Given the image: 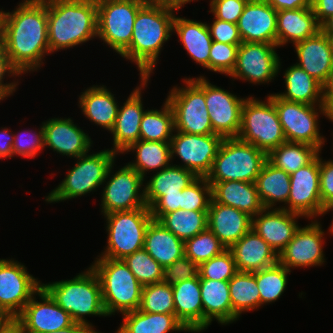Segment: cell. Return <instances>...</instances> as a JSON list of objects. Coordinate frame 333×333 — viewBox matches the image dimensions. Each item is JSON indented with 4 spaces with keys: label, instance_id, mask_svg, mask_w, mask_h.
<instances>
[{
    "label": "cell",
    "instance_id": "6da1fadb",
    "mask_svg": "<svg viewBox=\"0 0 333 333\" xmlns=\"http://www.w3.org/2000/svg\"><path fill=\"white\" fill-rule=\"evenodd\" d=\"M47 27V0H24L3 12L1 44L19 74L40 68L50 53Z\"/></svg>",
    "mask_w": 333,
    "mask_h": 333
},
{
    "label": "cell",
    "instance_id": "7a4b0ae2",
    "mask_svg": "<svg viewBox=\"0 0 333 333\" xmlns=\"http://www.w3.org/2000/svg\"><path fill=\"white\" fill-rule=\"evenodd\" d=\"M50 53L97 37L96 0H47Z\"/></svg>",
    "mask_w": 333,
    "mask_h": 333
},
{
    "label": "cell",
    "instance_id": "3957f363",
    "mask_svg": "<svg viewBox=\"0 0 333 333\" xmlns=\"http://www.w3.org/2000/svg\"><path fill=\"white\" fill-rule=\"evenodd\" d=\"M174 11L146 3L137 13L130 46L121 54L135 62L140 76L149 78L165 41L173 32Z\"/></svg>",
    "mask_w": 333,
    "mask_h": 333
},
{
    "label": "cell",
    "instance_id": "277c9868",
    "mask_svg": "<svg viewBox=\"0 0 333 333\" xmlns=\"http://www.w3.org/2000/svg\"><path fill=\"white\" fill-rule=\"evenodd\" d=\"M88 269L71 280L43 283L42 288L69 313L74 323L85 325L94 333H99L85 320L87 315L107 316L102 302L99 277L91 266Z\"/></svg>",
    "mask_w": 333,
    "mask_h": 333
},
{
    "label": "cell",
    "instance_id": "5b68a950",
    "mask_svg": "<svg viewBox=\"0 0 333 333\" xmlns=\"http://www.w3.org/2000/svg\"><path fill=\"white\" fill-rule=\"evenodd\" d=\"M91 265L101 283L102 302L107 316L139 309L142 285L123 260L96 258Z\"/></svg>",
    "mask_w": 333,
    "mask_h": 333
},
{
    "label": "cell",
    "instance_id": "8992f818",
    "mask_svg": "<svg viewBox=\"0 0 333 333\" xmlns=\"http://www.w3.org/2000/svg\"><path fill=\"white\" fill-rule=\"evenodd\" d=\"M267 161V153L237 137L224 138L206 179L209 183H255Z\"/></svg>",
    "mask_w": 333,
    "mask_h": 333
},
{
    "label": "cell",
    "instance_id": "52a82bcc",
    "mask_svg": "<svg viewBox=\"0 0 333 333\" xmlns=\"http://www.w3.org/2000/svg\"><path fill=\"white\" fill-rule=\"evenodd\" d=\"M237 138L267 154L286 142L277 110L269 96L266 103L254 97L246 98L241 109V127Z\"/></svg>",
    "mask_w": 333,
    "mask_h": 333
},
{
    "label": "cell",
    "instance_id": "ba28073f",
    "mask_svg": "<svg viewBox=\"0 0 333 333\" xmlns=\"http://www.w3.org/2000/svg\"><path fill=\"white\" fill-rule=\"evenodd\" d=\"M104 216L108 245L99 258L122 260L143 249L147 227L153 220L150 208L116 211Z\"/></svg>",
    "mask_w": 333,
    "mask_h": 333
},
{
    "label": "cell",
    "instance_id": "9c48e42d",
    "mask_svg": "<svg viewBox=\"0 0 333 333\" xmlns=\"http://www.w3.org/2000/svg\"><path fill=\"white\" fill-rule=\"evenodd\" d=\"M183 82L186 87H174L166 98L174 112L175 131L215 134L205 103V77L186 78Z\"/></svg>",
    "mask_w": 333,
    "mask_h": 333
},
{
    "label": "cell",
    "instance_id": "30bf717a",
    "mask_svg": "<svg viewBox=\"0 0 333 333\" xmlns=\"http://www.w3.org/2000/svg\"><path fill=\"white\" fill-rule=\"evenodd\" d=\"M115 156L116 153L109 149L79 156L66 178L49 193L45 201L55 203L94 191L108 180L106 174Z\"/></svg>",
    "mask_w": 333,
    "mask_h": 333
},
{
    "label": "cell",
    "instance_id": "8fae6325",
    "mask_svg": "<svg viewBox=\"0 0 333 333\" xmlns=\"http://www.w3.org/2000/svg\"><path fill=\"white\" fill-rule=\"evenodd\" d=\"M97 36L118 54H122L132 40L133 25L145 0H96Z\"/></svg>",
    "mask_w": 333,
    "mask_h": 333
},
{
    "label": "cell",
    "instance_id": "7c38bea8",
    "mask_svg": "<svg viewBox=\"0 0 333 333\" xmlns=\"http://www.w3.org/2000/svg\"><path fill=\"white\" fill-rule=\"evenodd\" d=\"M269 97L277 110L286 142L308 144L321 151L325 139L320 136L318 129L317 106L290 102L276 94H271Z\"/></svg>",
    "mask_w": 333,
    "mask_h": 333
},
{
    "label": "cell",
    "instance_id": "4fadbf2b",
    "mask_svg": "<svg viewBox=\"0 0 333 333\" xmlns=\"http://www.w3.org/2000/svg\"><path fill=\"white\" fill-rule=\"evenodd\" d=\"M41 287L24 265L0 259V312L6 318H17Z\"/></svg>",
    "mask_w": 333,
    "mask_h": 333
},
{
    "label": "cell",
    "instance_id": "5bb4252c",
    "mask_svg": "<svg viewBox=\"0 0 333 333\" xmlns=\"http://www.w3.org/2000/svg\"><path fill=\"white\" fill-rule=\"evenodd\" d=\"M113 165V163L110 165L106 174V178L110 179L106 182L102 193L101 212L103 215L116 211L148 208L145 202L144 188L142 193L140 192L145 178L128 164L111 177Z\"/></svg>",
    "mask_w": 333,
    "mask_h": 333
},
{
    "label": "cell",
    "instance_id": "9a60e30c",
    "mask_svg": "<svg viewBox=\"0 0 333 333\" xmlns=\"http://www.w3.org/2000/svg\"><path fill=\"white\" fill-rule=\"evenodd\" d=\"M276 47V44L242 42L238 47L235 67L229 76L254 84L268 83L280 70Z\"/></svg>",
    "mask_w": 333,
    "mask_h": 333
},
{
    "label": "cell",
    "instance_id": "2e32d148",
    "mask_svg": "<svg viewBox=\"0 0 333 333\" xmlns=\"http://www.w3.org/2000/svg\"><path fill=\"white\" fill-rule=\"evenodd\" d=\"M175 132L170 140L171 158L176 154L184 162L183 168L197 177H206L224 138L218 134Z\"/></svg>",
    "mask_w": 333,
    "mask_h": 333
},
{
    "label": "cell",
    "instance_id": "e0dca14e",
    "mask_svg": "<svg viewBox=\"0 0 333 333\" xmlns=\"http://www.w3.org/2000/svg\"><path fill=\"white\" fill-rule=\"evenodd\" d=\"M290 185L288 206L281 209L312 219L327 212L320 198L319 155L290 174Z\"/></svg>",
    "mask_w": 333,
    "mask_h": 333
},
{
    "label": "cell",
    "instance_id": "ac0fdd59",
    "mask_svg": "<svg viewBox=\"0 0 333 333\" xmlns=\"http://www.w3.org/2000/svg\"><path fill=\"white\" fill-rule=\"evenodd\" d=\"M245 100L209 83L205 78V103L215 134L223 138L237 137Z\"/></svg>",
    "mask_w": 333,
    "mask_h": 333
},
{
    "label": "cell",
    "instance_id": "d6986e66",
    "mask_svg": "<svg viewBox=\"0 0 333 333\" xmlns=\"http://www.w3.org/2000/svg\"><path fill=\"white\" fill-rule=\"evenodd\" d=\"M324 231L317 220L299 227L293 239L278 255V262L289 271L293 267L320 266L325 261L322 248Z\"/></svg>",
    "mask_w": 333,
    "mask_h": 333
},
{
    "label": "cell",
    "instance_id": "ffe728a7",
    "mask_svg": "<svg viewBox=\"0 0 333 333\" xmlns=\"http://www.w3.org/2000/svg\"><path fill=\"white\" fill-rule=\"evenodd\" d=\"M41 301L33 295L21 314L16 318L25 333L55 332L70 327L74 322L63 308L41 287L37 292Z\"/></svg>",
    "mask_w": 333,
    "mask_h": 333
},
{
    "label": "cell",
    "instance_id": "44dd1931",
    "mask_svg": "<svg viewBox=\"0 0 333 333\" xmlns=\"http://www.w3.org/2000/svg\"><path fill=\"white\" fill-rule=\"evenodd\" d=\"M277 11L265 0H249L237 26L242 42L277 45Z\"/></svg>",
    "mask_w": 333,
    "mask_h": 333
},
{
    "label": "cell",
    "instance_id": "7402d4cb",
    "mask_svg": "<svg viewBox=\"0 0 333 333\" xmlns=\"http://www.w3.org/2000/svg\"><path fill=\"white\" fill-rule=\"evenodd\" d=\"M252 218V229L279 255L293 239L302 215L279 208L263 209Z\"/></svg>",
    "mask_w": 333,
    "mask_h": 333
},
{
    "label": "cell",
    "instance_id": "603a6c76",
    "mask_svg": "<svg viewBox=\"0 0 333 333\" xmlns=\"http://www.w3.org/2000/svg\"><path fill=\"white\" fill-rule=\"evenodd\" d=\"M43 127L44 146L63 156L78 158L90 150L91 138L71 118H52L43 122Z\"/></svg>",
    "mask_w": 333,
    "mask_h": 333
},
{
    "label": "cell",
    "instance_id": "cb8c5ba5",
    "mask_svg": "<svg viewBox=\"0 0 333 333\" xmlns=\"http://www.w3.org/2000/svg\"><path fill=\"white\" fill-rule=\"evenodd\" d=\"M141 87H136L123 106L118 109L115 124L110 131L113 135V149L116 154L124 151L140 137V123L145 113L141 98V88L147 85L149 78H140Z\"/></svg>",
    "mask_w": 333,
    "mask_h": 333
},
{
    "label": "cell",
    "instance_id": "d4e9b609",
    "mask_svg": "<svg viewBox=\"0 0 333 333\" xmlns=\"http://www.w3.org/2000/svg\"><path fill=\"white\" fill-rule=\"evenodd\" d=\"M208 228L229 249L252 228V217L212 199L208 209Z\"/></svg>",
    "mask_w": 333,
    "mask_h": 333
},
{
    "label": "cell",
    "instance_id": "484cf974",
    "mask_svg": "<svg viewBox=\"0 0 333 333\" xmlns=\"http://www.w3.org/2000/svg\"><path fill=\"white\" fill-rule=\"evenodd\" d=\"M300 68L324 85L333 70V52L326 34L321 30L314 36L294 44Z\"/></svg>",
    "mask_w": 333,
    "mask_h": 333
},
{
    "label": "cell",
    "instance_id": "4316f807",
    "mask_svg": "<svg viewBox=\"0 0 333 333\" xmlns=\"http://www.w3.org/2000/svg\"><path fill=\"white\" fill-rule=\"evenodd\" d=\"M229 250L238 272L253 273L278 262V255L252 228Z\"/></svg>",
    "mask_w": 333,
    "mask_h": 333
},
{
    "label": "cell",
    "instance_id": "83f0119b",
    "mask_svg": "<svg viewBox=\"0 0 333 333\" xmlns=\"http://www.w3.org/2000/svg\"><path fill=\"white\" fill-rule=\"evenodd\" d=\"M172 290L176 318L188 332L203 331V306L199 275L172 285Z\"/></svg>",
    "mask_w": 333,
    "mask_h": 333
},
{
    "label": "cell",
    "instance_id": "f1b7e54d",
    "mask_svg": "<svg viewBox=\"0 0 333 333\" xmlns=\"http://www.w3.org/2000/svg\"><path fill=\"white\" fill-rule=\"evenodd\" d=\"M285 93H277L280 98L290 102H300L317 105L320 114L328 118V109L325 106L323 85L311 77L304 69L294 64L284 73ZM318 102V103H317Z\"/></svg>",
    "mask_w": 333,
    "mask_h": 333
},
{
    "label": "cell",
    "instance_id": "f546056e",
    "mask_svg": "<svg viewBox=\"0 0 333 333\" xmlns=\"http://www.w3.org/2000/svg\"><path fill=\"white\" fill-rule=\"evenodd\" d=\"M277 46L293 45L316 35L321 30L312 7L277 11Z\"/></svg>",
    "mask_w": 333,
    "mask_h": 333
},
{
    "label": "cell",
    "instance_id": "4dcf8cb0",
    "mask_svg": "<svg viewBox=\"0 0 333 333\" xmlns=\"http://www.w3.org/2000/svg\"><path fill=\"white\" fill-rule=\"evenodd\" d=\"M210 185L212 199L216 203L237 208L252 218L264 209L255 183L225 181Z\"/></svg>",
    "mask_w": 333,
    "mask_h": 333
},
{
    "label": "cell",
    "instance_id": "1f68e13d",
    "mask_svg": "<svg viewBox=\"0 0 333 333\" xmlns=\"http://www.w3.org/2000/svg\"><path fill=\"white\" fill-rule=\"evenodd\" d=\"M200 291L203 306V330L213 319L218 323L232 322V304L229 293V281L200 279Z\"/></svg>",
    "mask_w": 333,
    "mask_h": 333
},
{
    "label": "cell",
    "instance_id": "d6a6232c",
    "mask_svg": "<svg viewBox=\"0 0 333 333\" xmlns=\"http://www.w3.org/2000/svg\"><path fill=\"white\" fill-rule=\"evenodd\" d=\"M173 30L195 63L209 70V53L213 40L208 24L175 16Z\"/></svg>",
    "mask_w": 333,
    "mask_h": 333
},
{
    "label": "cell",
    "instance_id": "836d02e7",
    "mask_svg": "<svg viewBox=\"0 0 333 333\" xmlns=\"http://www.w3.org/2000/svg\"><path fill=\"white\" fill-rule=\"evenodd\" d=\"M114 95L104 86H92L82 92L79 106L83 114L95 124L111 131L119 106Z\"/></svg>",
    "mask_w": 333,
    "mask_h": 333
},
{
    "label": "cell",
    "instance_id": "e575fe53",
    "mask_svg": "<svg viewBox=\"0 0 333 333\" xmlns=\"http://www.w3.org/2000/svg\"><path fill=\"white\" fill-rule=\"evenodd\" d=\"M143 248L163 268L185 255L184 241L154 219L147 227Z\"/></svg>",
    "mask_w": 333,
    "mask_h": 333
},
{
    "label": "cell",
    "instance_id": "d590c367",
    "mask_svg": "<svg viewBox=\"0 0 333 333\" xmlns=\"http://www.w3.org/2000/svg\"><path fill=\"white\" fill-rule=\"evenodd\" d=\"M197 176L181 165H170L157 171L147 182L144 193L146 206L150 208L161 196L181 193Z\"/></svg>",
    "mask_w": 333,
    "mask_h": 333
},
{
    "label": "cell",
    "instance_id": "8d00e7d4",
    "mask_svg": "<svg viewBox=\"0 0 333 333\" xmlns=\"http://www.w3.org/2000/svg\"><path fill=\"white\" fill-rule=\"evenodd\" d=\"M123 323L116 333H168L188 331L175 314L148 313L141 310L122 314Z\"/></svg>",
    "mask_w": 333,
    "mask_h": 333
},
{
    "label": "cell",
    "instance_id": "74e56055",
    "mask_svg": "<svg viewBox=\"0 0 333 333\" xmlns=\"http://www.w3.org/2000/svg\"><path fill=\"white\" fill-rule=\"evenodd\" d=\"M255 184L265 209H272L276 202L287 204L291 189L290 175L284 170L276 168L268 160L257 176Z\"/></svg>",
    "mask_w": 333,
    "mask_h": 333
},
{
    "label": "cell",
    "instance_id": "f35d334b",
    "mask_svg": "<svg viewBox=\"0 0 333 333\" xmlns=\"http://www.w3.org/2000/svg\"><path fill=\"white\" fill-rule=\"evenodd\" d=\"M136 151V160L128 165L135 169L143 178L146 171L162 170L169 164L171 158L170 142L138 140L124 152ZM158 169V170H157Z\"/></svg>",
    "mask_w": 333,
    "mask_h": 333
},
{
    "label": "cell",
    "instance_id": "ab89813d",
    "mask_svg": "<svg viewBox=\"0 0 333 333\" xmlns=\"http://www.w3.org/2000/svg\"><path fill=\"white\" fill-rule=\"evenodd\" d=\"M229 293L232 304V322L239 319L242 312L261 306L260 292L254 272H237L229 280Z\"/></svg>",
    "mask_w": 333,
    "mask_h": 333
},
{
    "label": "cell",
    "instance_id": "60d3db41",
    "mask_svg": "<svg viewBox=\"0 0 333 333\" xmlns=\"http://www.w3.org/2000/svg\"><path fill=\"white\" fill-rule=\"evenodd\" d=\"M321 151L304 143L285 142L267 154V160L289 175L311 163Z\"/></svg>",
    "mask_w": 333,
    "mask_h": 333
},
{
    "label": "cell",
    "instance_id": "b9f144b4",
    "mask_svg": "<svg viewBox=\"0 0 333 333\" xmlns=\"http://www.w3.org/2000/svg\"><path fill=\"white\" fill-rule=\"evenodd\" d=\"M158 222L185 242L208 228V211L178 209L164 214Z\"/></svg>",
    "mask_w": 333,
    "mask_h": 333
},
{
    "label": "cell",
    "instance_id": "7bdbcfd3",
    "mask_svg": "<svg viewBox=\"0 0 333 333\" xmlns=\"http://www.w3.org/2000/svg\"><path fill=\"white\" fill-rule=\"evenodd\" d=\"M174 131V112L166 100L161 110H145L139 140L170 142Z\"/></svg>",
    "mask_w": 333,
    "mask_h": 333
},
{
    "label": "cell",
    "instance_id": "ee69618b",
    "mask_svg": "<svg viewBox=\"0 0 333 333\" xmlns=\"http://www.w3.org/2000/svg\"><path fill=\"white\" fill-rule=\"evenodd\" d=\"M290 272L279 262L254 272L260 292L261 305L274 302L283 294L287 285V274Z\"/></svg>",
    "mask_w": 333,
    "mask_h": 333
},
{
    "label": "cell",
    "instance_id": "f6af8a7d",
    "mask_svg": "<svg viewBox=\"0 0 333 333\" xmlns=\"http://www.w3.org/2000/svg\"><path fill=\"white\" fill-rule=\"evenodd\" d=\"M139 310L148 313L175 314L172 285L160 282L143 286Z\"/></svg>",
    "mask_w": 333,
    "mask_h": 333
},
{
    "label": "cell",
    "instance_id": "bcb514c9",
    "mask_svg": "<svg viewBox=\"0 0 333 333\" xmlns=\"http://www.w3.org/2000/svg\"><path fill=\"white\" fill-rule=\"evenodd\" d=\"M224 250V245L209 228L184 242L185 256L198 266L220 255Z\"/></svg>",
    "mask_w": 333,
    "mask_h": 333
},
{
    "label": "cell",
    "instance_id": "7dc6e473",
    "mask_svg": "<svg viewBox=\"0 0 333 333\" xmlns=\"http://www.w3.org/2000/svg\"><path fill=\"white\" fill-rule=\"evenodd\" d=\"M122 260L142 286L162 282L163 267L144 248Z\"/></svg>",
    "mask_w": 333,
    "mask_h": 333
},
{
    "label": "cell",
    "instance_id": "c3c4849f",
    "mask_svg": "<svg viewBox=\"0 0 333 333\" xmlns=\"http://www.w3.org/2000/svg\"><path fill=\"white\" fill-rule=\"evenodd\" d=\"M212 200V187L206 177H197L181 192V209L208 211Z\"/></svg>",
    "mask_w": 333,
    "mask_h": 333
},
{
    "label": "cell",
    "instance_id": "681fc988",
    "mask_svg": "<svg viewBox=\"0 0 333 333\" xmlns=\"http://www.w3.org/2000/svg\"><path fill=\"white\" fill-rule=\"evenodd\" d=\"M237 272L236 262L229 249L198 266L200 279L229 281Z\"/></svg>",
    "mask_w": 333,
    "mask_h": 333
},
{
    "label": "cell",
    "instance_id": "f907efd6",
    "mask_svg": "<svg viewBox=\"0 0 333 333\" xmlns=\"http://www.w3.org/2000/svg\"><path fill=\"white\" fill-rule=\"evenodd\" d=\"M239 45L212 41L209 70L230 75L235 67Z\"/></svg>",
    "mask_w": 333,
    "mask_h": 333
},
{
    "label": "cell",
    "instance_id": "816d5d0a",
    "mask_svg": "<svg viewBox=\"0 0 333 333\" xmlns=\"http://www.w3.org/2000/svg\"><path fill=\"white\" fill-rule=\"evenodd\" d=\"M198 275V265L185 255L163 268L162 282L174 285L180 281L190 280Z\"/></svg>",
    "mask_w": 333,
    "mask_h": 333
},
{
    "label": "cell",
    "instance_id": "f5cc1de1",
    "mask_svg": "<svg viewBox=\"0 0 333 333\" xmlns=\"http://www.w3.org/2000/svg\"><path fill=\"white\" fill-rule=\"evenodd\" d=\"M24 133V136L22 133L14 135L13 155L34 158L38 154V152L45 147L43 123L38 133H32V131L30 134L28 133V131H24Z\"/></svg>",
    "mask_w": 333,
    "mask_h": 333
},
{
    "label": "cell",
    "instance_id": "db71d44e",
    "mask_svg": "<svg viewBox=\"0 0 333 333\" xmlns=\"http://www.w3.org/2000/svg\"><path fill=\"white\" fill-rule=\"evenodd\" d=\"M249 0H211L210 12L218 20L237 24Z\"/></svg>",
    "mask_w": 333,
    "mask_h": 333
},
{
    "label": "cell",
    "instance_id": "11a10c76",
    "mask_svg": "<svg viewBox=\"0 0 333 333\" xmlns=\"http://www.w3.org/2000/svg\"><path fill=\"white\" fill-rule=\"evenodd\" d=\"M208 28L213 41L234 45L242 43L237 24L215 18L213 24L208 25Z\"/></svg>",
    "mask_w": 333,
    "mask_h": 333
},
{
    "label": "cell",
    "instance_id": "9f6ffc18",
    "mask_svg": "<svg viewBox=\"0 0 333 333\" xmlns=\"http://www.w3.org/2000/svg\"><path fill=\"white\" fill-rule=\"evenodd\" d=\"M320 198L323 208L333 204V160L322 161L319 156Z\"/></svg>",
    "mask_w": 333,
    "mask_h": 333
},
{
    "label": "cell",
    "instance_id": "6f0895ef",
    "mask_svg": "<svg viewBox=\"0 0 333 333\" xmlns=\"http://www.w3.org/2000/svg\"><path fill=\"white\" fill-rule=\"evenodd\" d=\"M181 209V193L161 196L151 207L150 213L154 220H159L164 214Z\"/></svg>",
    "mask_w": 333,
    "mask_h": 333
},
{
    "label": "cell",
    "instance_id": "680465c9",
    "mask_svg": "<svg viewBox=\"0 0 333 333\" xmlns=\"http://www.w3.org/2000/svg\"><path fill=\"white\" fill-rule=\"evenodd\" d=\"M10 74L11 76H19L18 71L12 66L9 57L6 55V52L0 43V100L5 99L9 95H12L13 91H15L17 83H4L5 73ZM3 79V80H2Z\"/></svg>",
    "mask_w": 333,
    "mask_h": 333
},
{
    "label": "cell",
    "instance_id": "91938a15",
    "mask_svg": "<svg viewBox=\"0 0 333 333\" xmlns=\"http://www.w3.org/2000/svg\"><path fill=\"white\" fill-rule=\"evenodd\" d=\"M311 7L320 25L333 15V0H311Z\"/></svg>",
    "mask_w": 333,
    "mask_h": 333
},
{
    "label": "cell",
    "instance_id": "94428289",
    "mask_svg": "<svg viewBox=\"0 0 333 333\" xmlns=\"http://www.w3.org/2000/svg\"><path fill=\"white\" fill-rule=\"evenodd\" d=\"M276 11L311 7V0H265Z\"/></svg>",
    "mask_w": 333,
    "mask_h": 333
},
{
    "label": "cell",
    "instance_id": "6125c7cd",
    "mask_svg": "<svg viewBox=\"0 0 333 333\" xmlns=\"http://www.w3.org/2000/svg\"><path fill=\"white\" fill-rule=\"evenodd\" d=\"M13 139L14 135L9 132V129L4 128L0 131V158H12Z\"/></svg>",
    "mask_w": 333,
    "mask_h": 333
},
{
    "label": "cell",
    "instance_id": "be15d7a7",
    "mask_svg": "<svg viewBox=\"0 0 333 333\" xmlns=\"http://www.w3.org/2000/svg\"><path fill=\"white\" fill-rule=\"evenodd\" d=\"M0 333H25L22 324L16 318L0 321Z\"/></svg>",
    "mask_w": 333,
    "mask_h": 333
},
{
    "label": "cell",
    "instance_id": "e7e4bbea",
    "mask_svg": "<svg viewBox=\"0 0 333 333\" xmlns=\"http://www.w3.org/2000/svg\"><path fill=\"white\" fill-rule=\"evenodd\" d=\"M194 0H147V3L169 8L172 10H179L183 5Z\"/></svg>",
    "mask_w": 333,
    "mask_h": 333
},
{
    "label": "cell",
    "instance_id": "03108f58",
    "mask_svg": "<svg viewBox=\"0 0 333 333\" xmlns=\"http://www.w3.org/2000/svg\"><path fill=\"white\" fill-rule=\"evenodd\" d=\"M47 333H94V332L85 325L79 323H73L70 327L57 330L55 332H47Z\"/></svg>",
    "mask_w": 333,
    "mask_h": 333
},
{
    "label": "cell",
    "instance_id": "003e7915",
    "mask_svg": "<svg viewBox=\"0 0 333 333\" xmlns=\"http://www.w3.org/2000/svg\"><path fill=\"white\" fill-rule=\"evenodd\" d=\"M325 100H333V70L329 75L327 82L323 85Z\"/></svg>",
    "mask_w": 333,
    "mask_h": 333
},
{
    "label": "cell",
    "instance_id": "a7ac6f4b",
    "mask_svg": "<svg viewBox=\"0 0 333 333\" xmlns=\"http://www.w3.org/2000/svg\"><path fill=\"white\" fill-rule=\"evenodd\" d=\"M321 31L324 34H333V15L321 24Z\"/></svg>",
    "mask_w": 333,
    "mask_h": 333
},
{
    "label": "cell",
    "instance_id": "89a4df30",
    "mask_svg": "<svg viewBox=\"0 0 333 333\" xmlns=\"http://www.w3.org/2000/svg\"><path fill=\"white\" fill-rule=\"evenodd\" d=\"M325 106L328 109V119L333 122V100H325Z\"/></svg>",
    "mask_w": 333,
    "mask_h": 333
},
{
    "label": "cell",
    "instance_id": "2644e50d",
    "mask_svg": "<svg viewBox=\"0 0 333 333\" xmlns=\"http://www.w3.org/2000/svg\"><path fill=\"white\" fill-rule=\"evenodd\" d=\"M327 37H328V40H329V43H330V46H331V50L333 52V34H326Z\"/></svg>",
    "mask_w": 333,
    "mask_h": 333
},
{
    "label": "cell",
    "instance_id": "8c879c8a",
    "mask_svg": "<svg viewBox=\"0 0 333 333\" xmlns=\"http://www.w3.org/2000/svg\"><path fill=\"white\" fill-rule=\"evenodd\" d=\"M3 12L4 11H0V43H1V33H2V18H3Z\"/></svg>",
    "mask_w": 333,
    "mask_h": 333
},
{
    "label": "cell",
    "instance_id": "753ad0ef",
    "mask_svg": "<svg viewBox=\"0 0 333 333\" xmlns=\"http://www.w3.org/2000/svg\"><path fill=\"white\" fill-rule=\"evenodd\" d=\"M333 210V204L327 209V212ZM331 234H333V220H332V224L330 225V230Z\"/></svg>",
    "mask_w": 333,
    "mask_h": 333
},
{
    "label": "cell",
    "instance_id": "34e18365",
    "mask_svg": "<svg viewBox=\"0 0 333 333\" xmlns=\"http://www.w3.org/2000/svg\"><path fill=\"white\" fill-rule=\"evenodd\" d=\"M7 319L1 312H0V321Z\"/></svg>",
    "mask_w": 333,
    "mask_h": 333
}]
</instances>
